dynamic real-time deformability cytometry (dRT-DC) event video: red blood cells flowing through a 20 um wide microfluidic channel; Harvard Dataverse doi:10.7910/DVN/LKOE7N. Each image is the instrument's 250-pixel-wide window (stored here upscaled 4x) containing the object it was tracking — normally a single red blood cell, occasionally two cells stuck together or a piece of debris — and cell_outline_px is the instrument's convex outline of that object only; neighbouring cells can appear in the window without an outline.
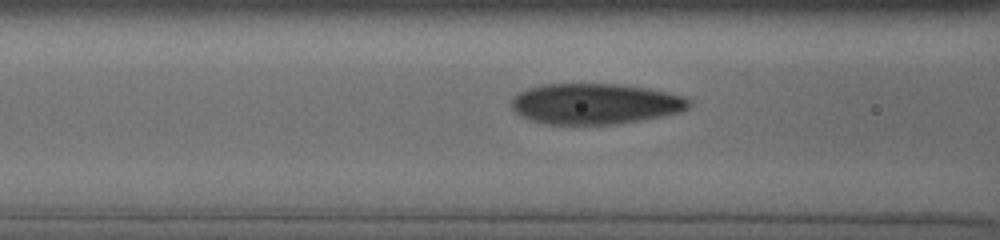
{"species": "human", "species_latin": "Homo sapiens", "temperature_condition": "cold", "stored_images_in_passage": 48, "camera_frame_rate_fps": 3000, "um_per_image_px": 0.085, "donor": {"sex": "male"}, "frame": {"image": 1, "passage_image": 15, "time_ms": 4.0, "image_size_px": [1000, 240], "cell_outline_px": [[692, 104], [688, 108], [680, 112], [640, 120], [616, 124], [548, 124], [532, 120], [520, 116], [512, 108], [512, 96], [516, 92], [540, 84], [620, 84], [648, 88], [668, 92], [692, 100]], "centroid_in_image_um": [50.57, 8.81], "position_along_channel_um": 116.0, "area_um2": 42.25}}
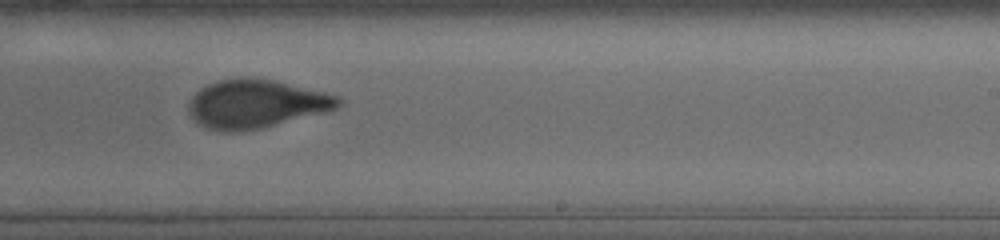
{"frame": {"image": 2, "passage_image": 30, "time_ms": 8.0, "image_size_px": [1000, 240], "cell_outline_px": [[344, 104], [328, 112], [260, 128], [240, 132], [224, 132], [208, 128], [196, 124], [188, 112], [188, 104], [192, 96], [200, 88], [208, 84], [220, 80], [272, 80], [324, 92], [340, 96], [344, 100]], "centroid_in_image_um": [21.78, 8.87], "position_along_channel_um": 267.2, "area_um2": 41.91}}
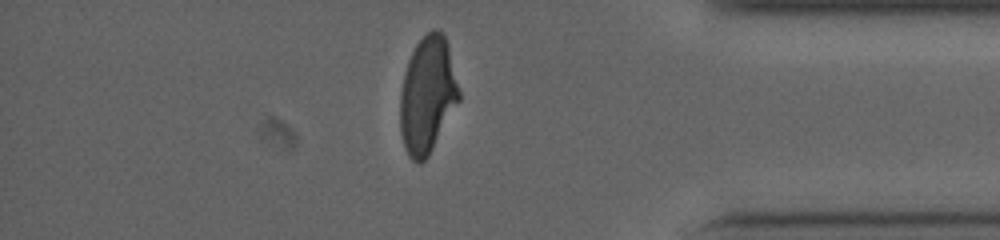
{"frame": {"image": 3, "passage_image": 43, "time_ms": 12.0, "image_size_px": [1000, 240], "cell_outline_px": [[460, 100], [428, 156], [420, 164], [416, 164], [408, 156], [404, 148], [400, 132], [400, 92], [404, 72], [408, 60], [416, 44], [432, 28], [440, 28], [444, 32], [448, 44], [460, 92]], "centroid_in_image_um": [36.33, 8.07], "position_along_channel_um": 398.9, "area_um2": 40.34}}